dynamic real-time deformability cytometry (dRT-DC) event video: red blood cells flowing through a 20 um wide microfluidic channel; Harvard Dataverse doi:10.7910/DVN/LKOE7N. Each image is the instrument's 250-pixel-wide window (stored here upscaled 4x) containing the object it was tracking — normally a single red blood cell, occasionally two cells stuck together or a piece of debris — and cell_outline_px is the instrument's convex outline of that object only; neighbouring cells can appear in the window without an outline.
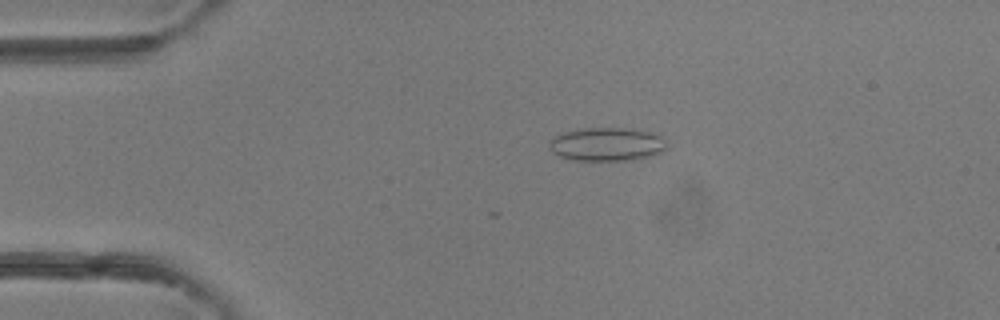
{"species": "common noctule bat (a hibernating species)", "species_latin": "Nyctalus noctula", "temperature_condition": "room temperature", "stored_images_in_passage": 3, "camera_frame_rate_fps": 3000, "um_per_image_px": 0.085, "animal": {"sex": "female"}, "frame": {"image": 1, "passage_image": 2, "time_ms": 1.333, "image_size_px": [1000, 320], "cell_outline_px": [[668, 144], [664, 152], [632, 160], [576, 160], [560, 156], [552, 152], [552, 136], [560, 132], [584, 128], [628, 128], [648, 132], [660, 136]], "centroid_in_image_um": [51.6, 12.25], "position_along_channel_um": 33.4, "area_um2": 22.77}}